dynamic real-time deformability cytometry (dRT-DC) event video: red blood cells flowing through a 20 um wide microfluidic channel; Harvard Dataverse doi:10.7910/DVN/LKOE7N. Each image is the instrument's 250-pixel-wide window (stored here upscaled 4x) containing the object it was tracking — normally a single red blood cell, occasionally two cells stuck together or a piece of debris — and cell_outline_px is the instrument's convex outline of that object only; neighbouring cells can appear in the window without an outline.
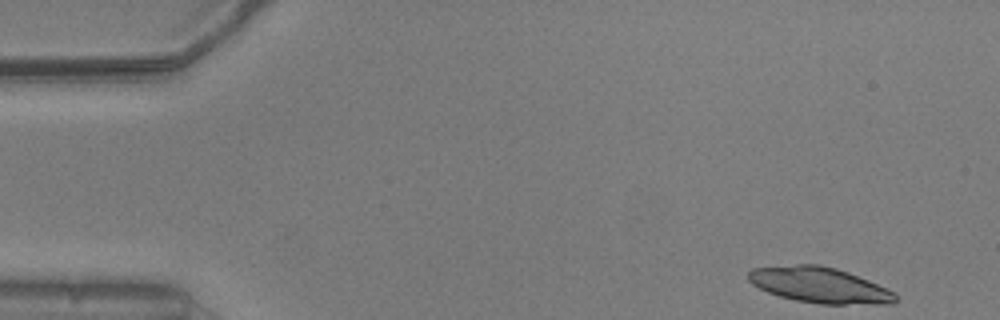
{"species": "common noctule bat (a hibernating species)", "species_latin": "Nyctalus noctula", "temperature_condition": "warm", "stored_images_in_passage": 26, "camera_frame_rate_fps": 3000, "um_per_image_px": 0.085, "animal": {"sex": "male", "body_mass_g": 20.5, "forearm_length_mm": 52.5}, "frame": {"image": 1, "passage_image": 1, "time_ms": 0.0, "image_size_px": [1000, 320], "cell_outline_px": [[900, 300], [892, 304], [820, 304], [796, 300], [780, 296], [768, 292], [752, 284], [748, 280], [748, 272], [752, 268], [796, 264], [820, 264], [836, 268], [848, 272], [868, 280], [896, 292]], "centroid_in_image_um": [69.71, 24.23], "position_along_channel_um": 15.3, "area_um2": 30.75}}